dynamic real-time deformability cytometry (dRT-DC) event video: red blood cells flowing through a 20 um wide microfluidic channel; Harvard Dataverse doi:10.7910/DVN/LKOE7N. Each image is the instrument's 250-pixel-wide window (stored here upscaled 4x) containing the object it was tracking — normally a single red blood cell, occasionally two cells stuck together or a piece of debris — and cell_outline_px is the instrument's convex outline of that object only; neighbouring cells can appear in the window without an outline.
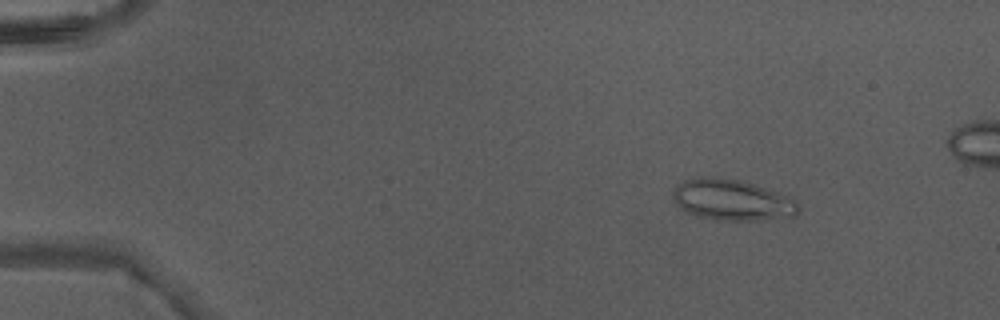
{"species": "Egyptian fruit bat (a non-hibernating species)", "species_latin": "Rousettus aegyptiacus", "temperature_condition": "warm", "stored_images_in_passage": 44, "camera_frame_rate_fps": 3000, "um_per_image_px": 0.085, "animal": {"sex": "male"}, "frame": {"image": 1, "passage_image": 2, "time_ms": 0.333, "image_size_px": [1000, 320], "cell_outline_px": [[800, 208], [796, 216], [764, 220], [724, 220], [700, 216], [688, 212], [680, 208], [672, 196], [672, 192], [684, 180], [696, 176], [716, 176], [740, 180], [788, 196], [796, 200]], "centroid_in_image_um": [62.24, 16.99], "position_along_channel_um": 22.8, "area_um2": 29.88}}
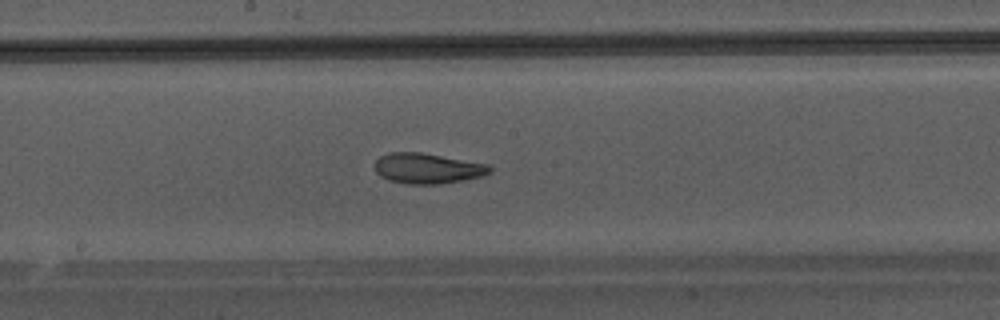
{"frame": {"image": 2, "passage_image": 22, "time_ms": 7.0, "image_size_px": [1000, 320], "cell_outline_px": [[492, 172], [484, 176], [464, 180], [440, 184], [408, 184], [388, 180], [380, 176], [376, 172], [376, 160], [380, 156], [388, 152], [420, 152], [488, 164], [492, 168]], "centroid_in_image_um": [36.35, 14.32], "position_along_channel_um": 211.8, "area_um2": 20.46}}
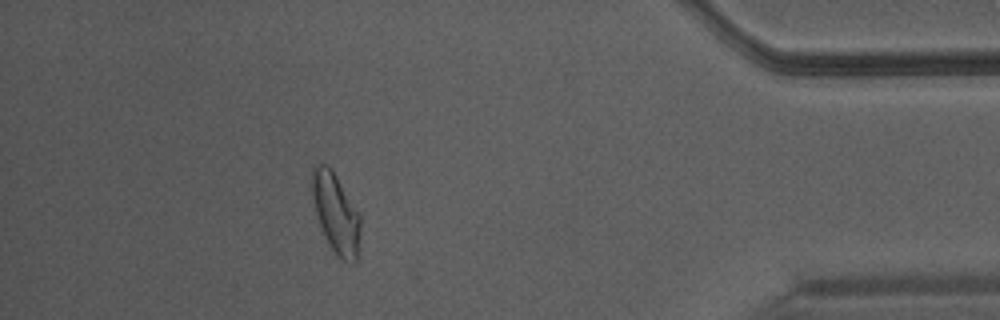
{"frame": {"image": 3, "passage_image": 38, "time_ms": 12.333, "image_size_px": [1000, 320], "cell_outline_px": [[360, 232], [356, 264], [352, 264], [336, 256], [324, 236], [316, 216], [312, 196], [312, 168], [316, 164], [328, 164], [360, 212]], "centroid_in_image_um": [28.55, 18.14], "position_along_channel_um": 406.6, "area_um2": 22.72}}